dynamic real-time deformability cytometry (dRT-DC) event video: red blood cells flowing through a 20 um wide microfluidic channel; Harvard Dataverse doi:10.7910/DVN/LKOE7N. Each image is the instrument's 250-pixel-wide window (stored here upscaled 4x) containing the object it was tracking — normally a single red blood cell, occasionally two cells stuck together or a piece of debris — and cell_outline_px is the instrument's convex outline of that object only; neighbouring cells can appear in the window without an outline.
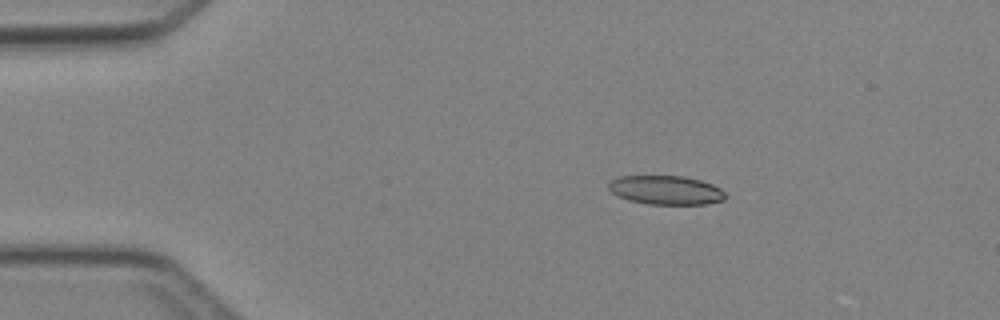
{"species": "Egyptian fruit bat (a non-hibernating species)", "species_latin": "Rousettus aegyptiacus", "temperature_condition": "cold", "stored_images_in_passage": 4, "camera_frame_rate_fps": 3000, "um_per_image_px": 0.085, "animal": {"sex": "female"}, "frame": {"image": 1, "passage_image": 1, "time_ms": 0.0, "image_size_px": [1000, 320], "cell_outline_px": [[724, 200], [708, 204], [648, 204], [628, 200], [612, 192], [608, 188], [608, 184], [612, 180], [620, 176], [684, 176], [700, 180], [712, 184], [720, 188], [724, 192]], "centroid_in_image_um": [56.61, 16.16], "position_along_channel_um": 28.4, "area_um2": 19.59}}
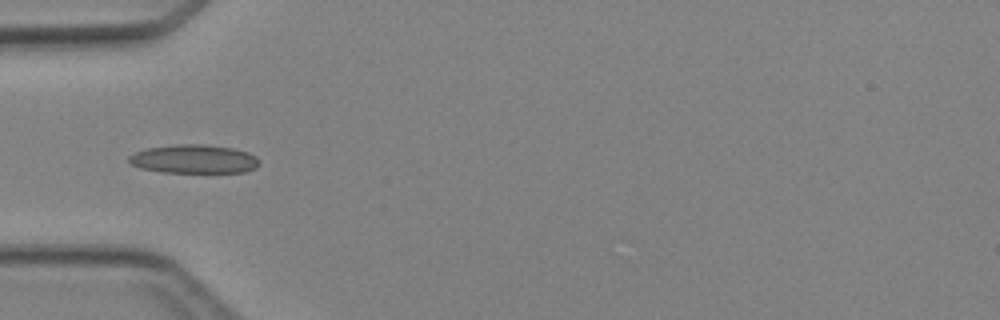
{"frame": {"image": 2, "passage_image": 3, "time_ms": 2.333, "image_size_px": [1000, 320], "cell_outline_px": [[260, 164], [256, 168], [244, 172], [160, 172], [140, 168], [132, 164], [128, 160], [128, 156], [136, 152], [148, 148], [176, 144], [204, 144], [232, 148], [248, 152], [256, 156], [260, 160]], "centroid_in_image_um": [16.51, 13.52], "position_along_channel_um": 68.5, "area_um2": 21.85}}
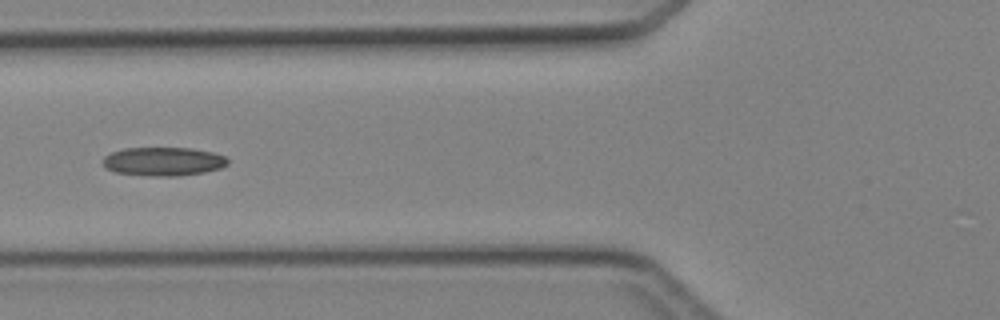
{"frame": {"image": 3, "passage_image": 4, "time_ms": 3.333, "image_size_px": [1000, 320], "cell_outline_px": [[228, 164], [220, 168], [204, 172], [176, 176], [152, 176], [116, 172], [108, 168], [104, 164], [104, 156], [112, 152], [124, 148], [192, 148], [212, 152], [224, 156], [228, 160]], "centroid_in_image_um": [13.91, 13.72], "position_along_channel_um": 111.9, "area_um2": 20.63}}